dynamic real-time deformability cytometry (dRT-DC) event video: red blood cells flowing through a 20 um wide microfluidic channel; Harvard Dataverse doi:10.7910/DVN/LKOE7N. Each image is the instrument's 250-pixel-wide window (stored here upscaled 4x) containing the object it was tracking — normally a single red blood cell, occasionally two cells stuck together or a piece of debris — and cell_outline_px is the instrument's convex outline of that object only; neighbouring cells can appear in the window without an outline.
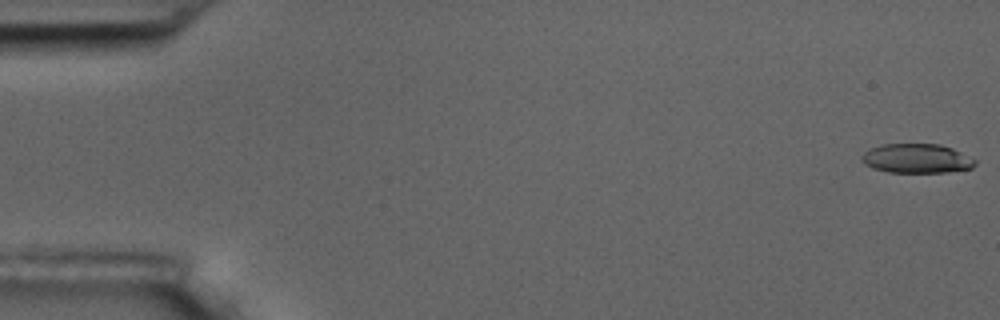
{"species": "common noctule bat (a hibernating species)", "species_latin": "Nyctalus noctula", "temperature_condition": "room temperature", "stored_images_in_passage": 5, "camera_frame_rate_fps": 3000, "um_per_image_px": 0.085, "animal": {"sex": "male", "body_mass_g": 17.5, "forearm_length_mm": 52.3}, "frame": {"image": 1, "passage_image": 1, "time_ms": 0.0, "image_size_px": [1000, 320], "cell_outline_px": [[976, 164], [972, 168], [948, 172], [888, 172], [872, 168], [864, 164], [860, 160], [860, 156], [868, 148], [880, 144], [940, 144], [952, 148], [976, 160]], "centroid_in_image_um": [77.86, 13.46], "position_along_channel_um": 7.1, "area_um2": 19.54}}
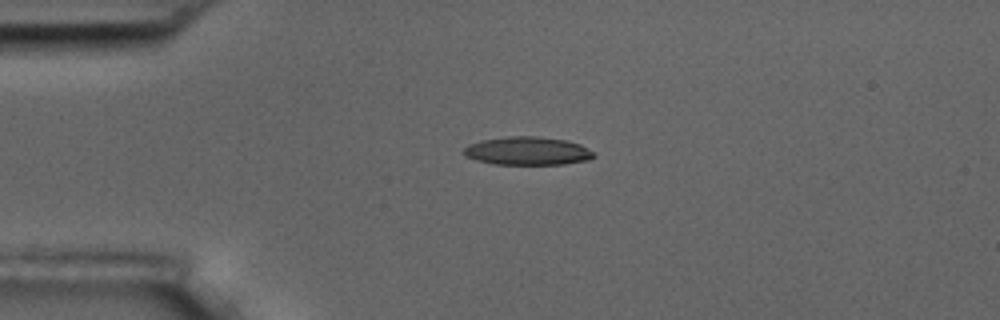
{"frame": {"image": 2, "passage_image": 4, "time_ms": 4.333, "image_size_px": [1000, 320], "cell_outline_px": [[596, 156], [588, 160], [564, 164], [496, 164], [476, 160], [464, 156], [464, 148], [468, 144], [480, 140], [508, 136], [540, 136], [564, 140], [580, 144], [596, 152]], "centroid_in_image_um": [44.85, 12.82], "position_along_channel_um": 40.1, "area_um2": 21.56}}